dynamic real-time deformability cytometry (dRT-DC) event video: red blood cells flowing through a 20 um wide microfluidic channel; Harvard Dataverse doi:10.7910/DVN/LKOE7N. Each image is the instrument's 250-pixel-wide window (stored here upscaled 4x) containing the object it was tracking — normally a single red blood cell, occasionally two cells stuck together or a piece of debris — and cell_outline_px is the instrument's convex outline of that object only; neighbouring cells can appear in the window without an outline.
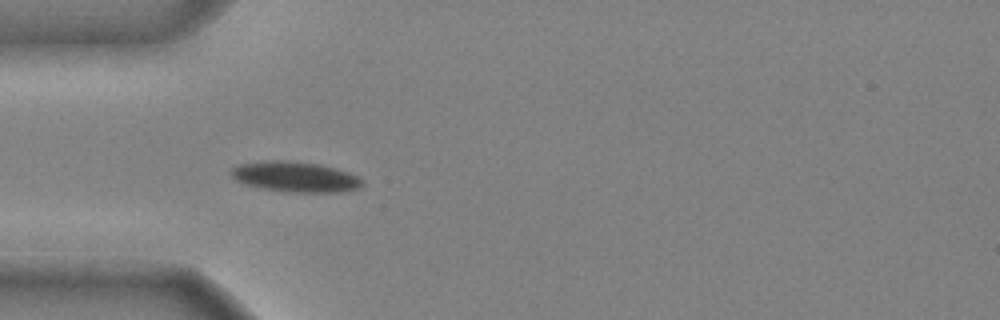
{"species": "common noctule bat (a hibernating species)", "species_latin": "Nyctalus noctula", "temperature_condition": "cold", "stored_images_in_passage": 34, "camera_frame_rate_fps": 3000, "um_per_image_px": 0.085, "animal": {"sex": "male", "body_mass_g": 20.4}, "frame": {"image": 1, "passage_image": 1, "time_ms": 0.0, "image_size_px": [1000, 320], "cell_outline_px": [[364, 184], [360, 188], [340, 192], [284, 192], [244, 184], [236, 180], [232, 176], [232, 168], [236, 164], [264, 160], [288, 160], [320, 164], [336, 168], [360, 176], [364, 180]], "centroid_in_image_um": [25.13, 15.02], "position_along_channel_um": 59.9, "area_um2": 23.58}}
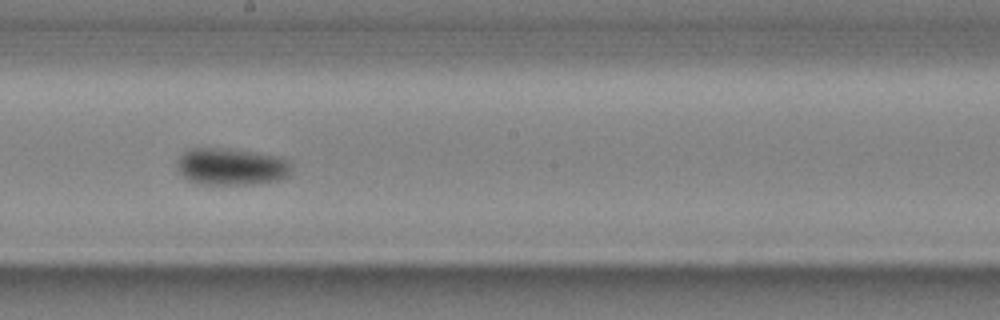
{"frame": {"image": 2, "passage_image": 14, "time_ms": 4.333, "image_size_px": [1000, 320], "cell_outline_px": [[292, 172], [288, 176], [280, 180], [252, 184], [200, 184], [184, 180], [176, 168], [176, 164], [180, 156], [188, 148], [232, 148], [280, 156], [288, 160], [292, 164]], "centroid_in_image_um": [19.66, 14.16], "position_along_channel_um": 228.5, "area_um2": 25.37}}
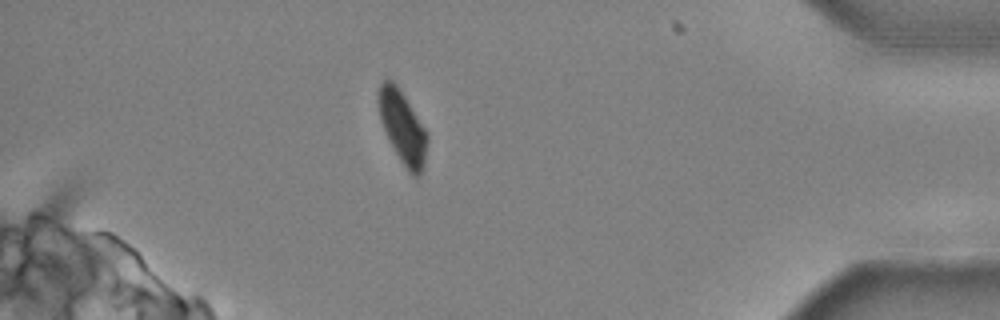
{"frame": {"image": 3, "passage_image": 30, "time_ms": 9.667, "image_size_px": [1000, 320], "cell_outline_px": [[428, 140], [424, 164], [420, 176], [412, 176], [408, 172], [400, 160], [388, 140], [380, 120], [376, 100], [376, 96], [380, 84], [384, 80], [392, 80], [396, 84], [428, 132]], "centroid_in_image_um": [34.2, 10.82], "position_along_channel_um": 401.0, "area_um2": 20.87}, "authors_computed_cell_mechanics": {"area_um2": 23.8136, "velocity_mm_per_s": 3.9514, "shape_relaxation_time_tau1_ms": 3.2802, "shape_relaxation_time_tau2_ms": null, "deformation_change_tau1": 0.1064, "deformation_change_tau2": null}}